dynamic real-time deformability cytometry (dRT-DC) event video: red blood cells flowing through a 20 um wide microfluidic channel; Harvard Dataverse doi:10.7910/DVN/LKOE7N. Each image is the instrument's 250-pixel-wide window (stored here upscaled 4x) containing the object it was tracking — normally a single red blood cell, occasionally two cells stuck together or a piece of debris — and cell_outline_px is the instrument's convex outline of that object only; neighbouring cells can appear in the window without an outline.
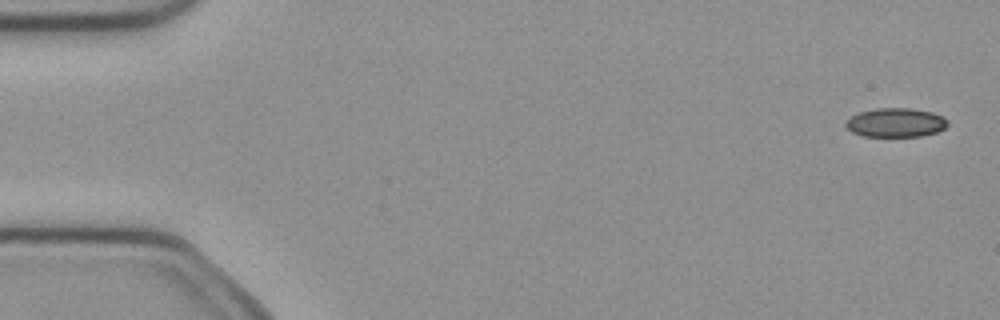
{"species": "common noctule bat (a hibernating species)", "species_latin": "Nyctalus noctula", "temperature_condition": "cold", "stored_images_in_passage": 4, "camera_frame_rate_fps": 3000, "um_per_image_px": 0.085, "animal": {"sex": "female", "body_mass_g": 21.9}, "frame": {"image": 1, "passage_image": 1, "time_ms": 0.0, "image_size_px": [1000, 320], "cell_outline_px": [[948, 124], [944, 128], [936, 132], [920, 136], [864, 136], [852, 132], [844, 124], [852, 116], [860, 112], [876, 108], [912, 108], [932, 112], [944, 116], [948, 120]], "centroid_in_image_um": [76.17, 10.41], "position_along_channel_um": 8.8, "area_um2": 17.17}}